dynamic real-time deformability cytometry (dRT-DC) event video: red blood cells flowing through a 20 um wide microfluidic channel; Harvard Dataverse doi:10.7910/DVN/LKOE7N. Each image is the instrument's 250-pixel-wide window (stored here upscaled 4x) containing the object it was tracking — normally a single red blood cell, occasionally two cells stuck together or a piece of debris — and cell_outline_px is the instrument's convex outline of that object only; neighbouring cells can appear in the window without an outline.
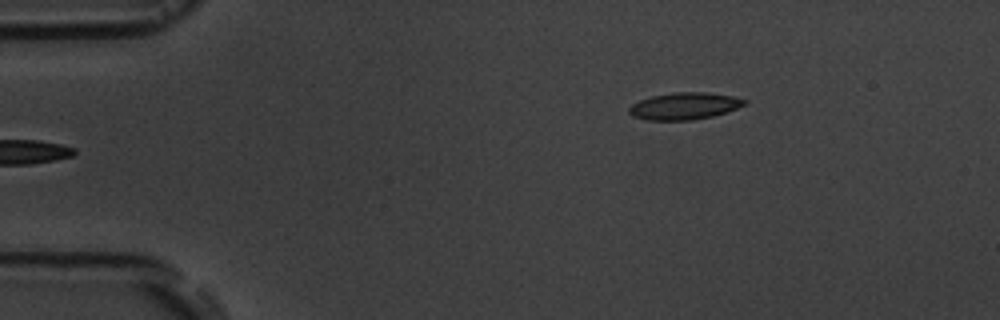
{"species": "common noctule bat (a hibernating species)", "species_latin": "Nyctalus noctula", "temperature_condition": "room temperature", "stored_images_in_passage": 2, "camera_frame_rate_fps": 3000, "um_per_image_px": 0.085, "animal": {"sex": "male", "body_mass_g": 19.5, "forearm_length_mm": 54.6}, "frame": {"image": 1, "passage_image": 2, "time_ms": 1.0, "image_size_px": [1000, 320], "cell_outline_px": [[748, 104], [712, 116], [692, 120], [648, 120], [632, 116], [628, 112], [628, 108], [632, 104], [640, 100], [652, 96], [676, 92], [704, 92], [732, 96], [748, 100]], "centroid_in_image_um": [58.16, 9.01], "position_along_channel_um": 26.8, "area_um2": 18.03}}